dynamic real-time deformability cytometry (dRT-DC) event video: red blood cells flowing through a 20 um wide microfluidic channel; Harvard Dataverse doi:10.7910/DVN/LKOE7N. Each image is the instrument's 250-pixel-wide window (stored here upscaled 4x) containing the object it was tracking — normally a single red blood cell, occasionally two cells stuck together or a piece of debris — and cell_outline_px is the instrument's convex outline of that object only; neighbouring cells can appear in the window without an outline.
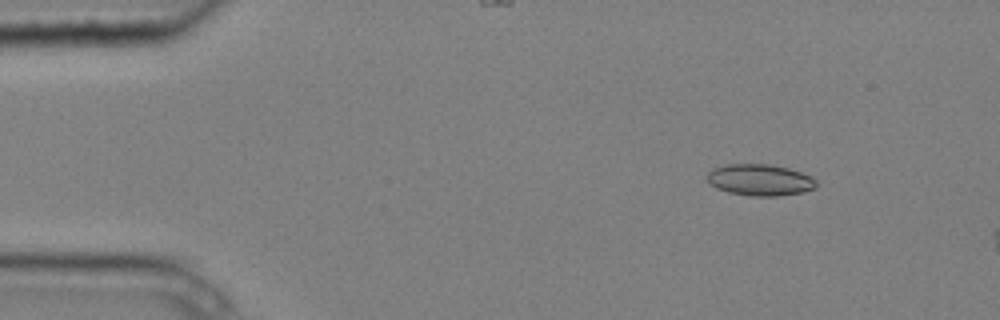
{"species": "common noctule bat (a hibernating species)", "species_latin": "Nyctalus noctula", "temperature_condition": "cold", "stored_images_in_passage": 5, "camera_frame_rate_fps": 3000, "um_per_image_px": 0.085, "animal": {"sex": "male", "body_mass_g": 20.4}, "frame": {"image": 1, "passage_image": 2, "time_ms": 0.333, "image_size_px": [1000, 320], "cell_outline_px": [[816, 188], [804, 192], [776, 196], [752, 196], [728, 192], [716, 188], [708, 184], [708, 172], [712, 168], [728, 164], [772, 164], [788, 168], [812, 176], [816, 180]], "centroid_in_image_um": [64.6, 15.29], "position_along_channel_um": 20.4, "area_um2": 20.17}}